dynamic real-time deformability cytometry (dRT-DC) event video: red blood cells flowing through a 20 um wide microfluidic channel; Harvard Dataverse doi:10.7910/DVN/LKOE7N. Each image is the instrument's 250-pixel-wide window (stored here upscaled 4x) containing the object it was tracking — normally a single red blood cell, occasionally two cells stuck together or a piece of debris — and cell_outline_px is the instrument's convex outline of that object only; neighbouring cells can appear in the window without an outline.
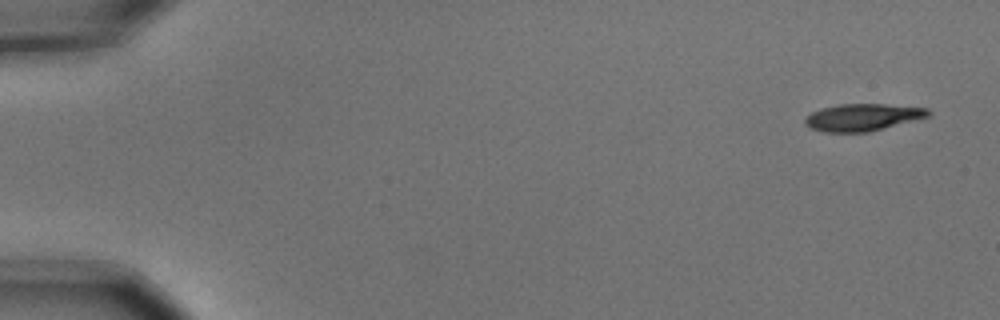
{"species": "common noctule bat (a hibernating species)", "species_latin": "Nyctalus noctula", "temperature_condition": "cold", "stored_images_in_passage": 4, "camera_frame_rate_fps": 3000, "um_per_image_px": 0.085, "animal": {"sex": "male", "body_mass_g": 15.6}, "frame": {"image": 1, "passage_image": 1, "time_ms": 0.0, "image_size_px": [1000, 320], "cell_outline_px": [[932, 112], [928, 116], [868, 132], [824, 132], [812, 128], [804, 124], [804, 120], [812, 112], [824, 108], [840, 104], [884, 104], [928, 108]], "centroid_in_image_um": [73.32, 9.96], "position_along_channel_um": 11.7, "area_um2": 19.13}}
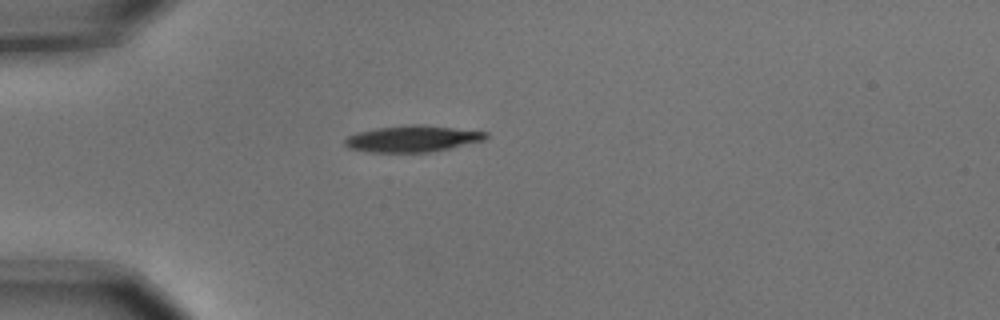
{"frame": {"image": 2, "passage_image": 4, "time_ms": 1.0, "image_size_px": [1000, 320], "cell_outline_px": [[488, 136], [484, 140], [448, 148], [428, 152], [368, 152], [348, 148], [344, 144], [344, 140], [348, 136], [356, 132], [376, 128], [408, 124], [424, 124], [488, 132]], "centroid_in_image_um": [35.02, 11.78], "position_along_channel_um": 50.0, "area_um2": 21.73}}